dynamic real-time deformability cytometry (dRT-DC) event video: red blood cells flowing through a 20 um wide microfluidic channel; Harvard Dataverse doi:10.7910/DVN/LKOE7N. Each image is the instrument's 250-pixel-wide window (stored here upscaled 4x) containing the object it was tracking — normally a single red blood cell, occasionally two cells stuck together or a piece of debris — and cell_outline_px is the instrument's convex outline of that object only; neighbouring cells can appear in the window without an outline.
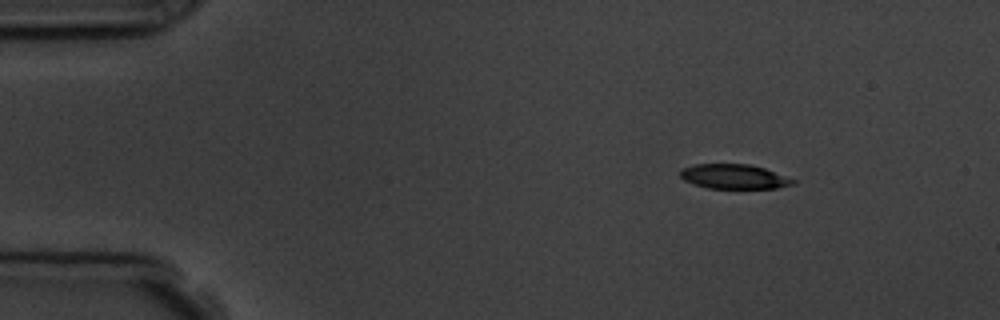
{"species": "common noctule bat (a hibernating species)", "species_latin": "Nyctalus noctula", "temperature_condition": "room temperature", "stored_images_in_passage": 6, "camera_frame_rate_fps": 3000, "um_per_image_px": 0.085, "animal": {"sex": "male", "body_mass_g": 19.5, "forearm_length_mm": 54.6}, "frame": {"image": 1, "passage_image": 2, "time_ms": 1.333, "image_size_px": [1000, 320], "cell_outline_px": [[796, 184], [776, 188], [708, 188], [684, 180], [680, 176], [680, 168], [696, 164], [748, 164], [764, 168], [796, 180]], "centroid_in_image_um": [62.39, 15.0], "position_along_channel_um": 22.6, "area_um2": 16.07}}
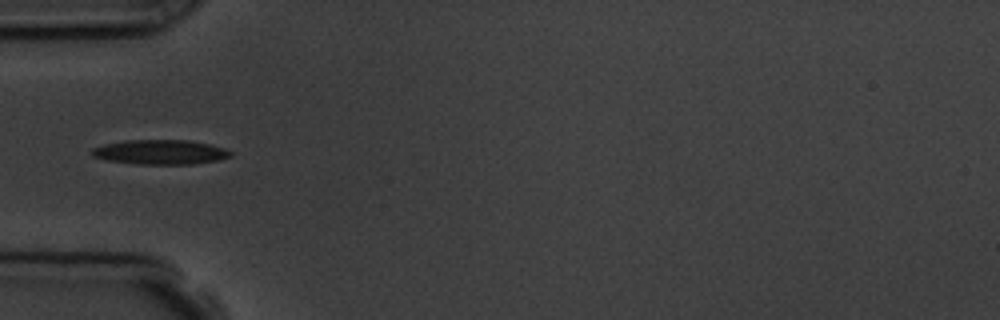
{"frame": {"image": 2, "passage_image": 5, "time_ms": 4.667, "image_size_px": [1000, 320], "cell_outline_px": [[232, 156], [216, 160], [192, 164], [136, 164], [104, 160], [92, 156], [92, 148], [104, 144], [124, 140], [188, 140], [208, 144], [224, 148], [232, 152]], "centroid_in_image_um": [13.58, 12.93], "position_along_channel_um": 71.4, "area_um2": 19.88}}